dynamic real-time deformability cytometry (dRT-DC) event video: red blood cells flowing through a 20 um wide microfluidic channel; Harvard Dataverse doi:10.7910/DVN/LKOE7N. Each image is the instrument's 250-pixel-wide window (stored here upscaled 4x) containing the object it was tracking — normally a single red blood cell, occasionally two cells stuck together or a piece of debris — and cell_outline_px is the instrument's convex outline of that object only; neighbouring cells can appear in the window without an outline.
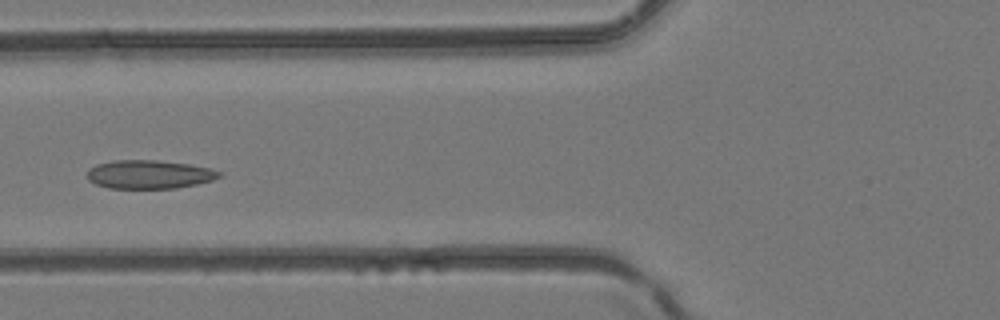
{"species": "common noctule bat (a hibernating species)", "species_latin": "Nyctalus noctula", "temperature_condition": "room temperature", "stored_images_in_passage": 38, "camera_frame_rate_fps": 3000, "um_per_image_px": 0.085, "animal": {"sex": "female", "body_mass_g": 24.6, "forearm_length_mm": 56.2}, "frame": {"image": 1, "passage_image": 13, "time_ms": 4.0, "image_size_px": [1000, 320], "cell_outline_px": [[224, 172], [220, 176], [212, 180], [196, 184], [176, 188], [108, 188], [96, 184], [88, 180], [88, 168], [96, 164], [116, 160], [156, 160], [188, 164], [208, 168]], "centroid_in_image_um": [12.67, 14.82], "position_along_channel_um": 113.1, "area_um2": 21.91}}
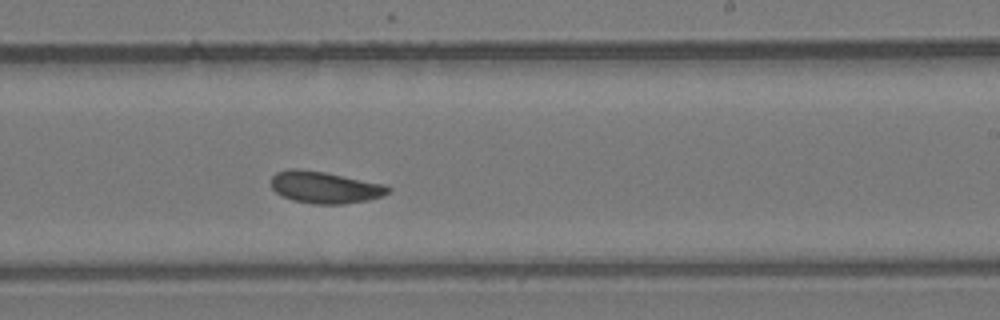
{"frame": {"image": 2, "passage_image": 22, "time_ms": 7.0, "image_size_px": [1000, 320], "cell_outline_px": [[392, 188], [388, 192], [380, 196], [368, 200], [344, 204], [312, 204], [292, 200], [276, 192], [272, 188], [272, 176], [276, 172], [288, 168], [296, 168], [324, 172], [384, 184]], "centroid_in_image_um": [27.59, 15.92], "position_along_channel_um": 261.4, "area_um2": 21.62}}
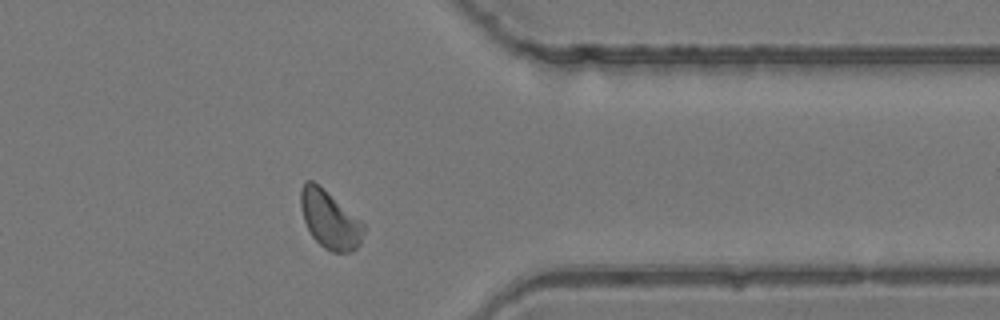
{"frame": {"image": 3, "passage_image": 30, "time_ms": 9.667, "image_size_px": [1000, 320], "cell_outline_px": [[364, 232], [360, 244], [352, 252], [332, 252], [324, 248], [312, 236], [304, 220], [300, 208], [300, 188], [304, 180], [312, 180], [360, 220], [364, 224]], "centroid_in_image_um": [28.0, 18.68], "position_along_channel_um": 383.4, "area_um2": 20.92}}